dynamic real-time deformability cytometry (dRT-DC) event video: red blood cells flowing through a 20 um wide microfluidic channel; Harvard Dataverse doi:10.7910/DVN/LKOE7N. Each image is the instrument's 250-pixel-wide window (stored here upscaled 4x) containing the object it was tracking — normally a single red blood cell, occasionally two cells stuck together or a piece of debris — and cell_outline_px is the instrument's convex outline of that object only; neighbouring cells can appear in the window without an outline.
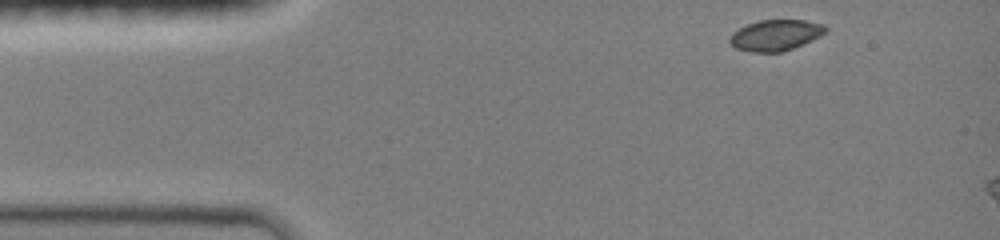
{"species": "common noctule bat (a hibernating species)", "species_latin": "Nyctalus noctula", "temperature_condition": "room temperature", "stored_images_in_passage": 6, "camera_frame_rate_fps": 3000, "um_per_image_px": 0.085, "animal": {"sex": "female", "body_mass_g": 19.0, "forearm_length_mm": 51.5}, "frame": {"image": 1, "passage_image": 1, "time_ms": 0.0, "image_size_px": [1000, 240], "cell_outline_px": [[828, 32], [812, 40], [792, 48], [780, 52], [752, 52], [736, 48], [728, 40], [732, 32], [748, 24], [760, 20], [804, 20], [824, 24], [828, 28]], "centroid_in_image_um": [65.95, 2.98], "position_along_channel_um": 19.1, "area_um2": 17.22}}